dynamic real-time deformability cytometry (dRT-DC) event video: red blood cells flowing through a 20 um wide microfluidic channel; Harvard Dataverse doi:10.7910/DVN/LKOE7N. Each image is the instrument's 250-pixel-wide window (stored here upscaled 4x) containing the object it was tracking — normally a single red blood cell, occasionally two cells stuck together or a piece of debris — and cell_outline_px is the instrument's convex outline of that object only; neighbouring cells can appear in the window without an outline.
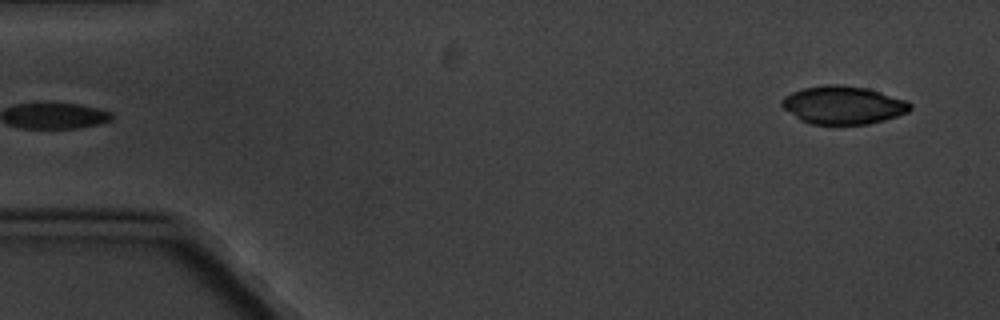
{"species": "common noctule bat (a hibernating species)", "species_latin": "Nyctalus noctula", "temperature_condition": "cold", "stored_images_in_passage": 6, "camera_frame_rate_fps": 3000, "um_per_image_px": 0.085, "animal": {"sex": "male", "body_mass_g": 20.1, "forearm_length_mm": 53.5}, "frame": {"image": 1, "passage_image": 6, "time_ms": 5.667, "image_size_px": [1000, 320], "cell_outline_px": [[912, 108], [908, 112], [884, 120], [868, 124], [812, 124], [800, 120], [784, 108], [780, 104], [780, 100], [784, 96], [792, 92], [804, 88], [828, 84], [840, 84], [868, 88], [908, 100], [912, 104]], "centroid_in_image_um": [71.69, 8.92], "position_along_channel_um": 13.3, "area_um2": 28.61}}